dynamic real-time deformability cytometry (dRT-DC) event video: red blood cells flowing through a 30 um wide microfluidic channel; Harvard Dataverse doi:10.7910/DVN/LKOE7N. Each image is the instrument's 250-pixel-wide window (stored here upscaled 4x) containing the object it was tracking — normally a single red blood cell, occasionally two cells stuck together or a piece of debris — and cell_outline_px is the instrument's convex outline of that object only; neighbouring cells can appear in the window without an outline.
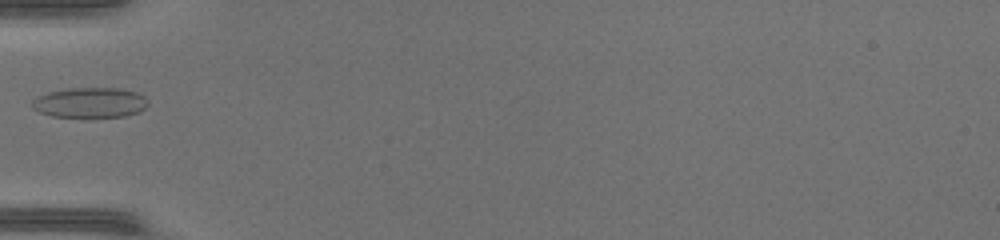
{"species": "common noctule bat (a hibernating species)", "species_latin": "Nyctalus noctula", "temperature_condition": "warm", "stored_images_in_passage": 5, "camera_frame_rate_fps": 3000, "um_per_image_px": 0.085, "animal": {"sex": "female", "body_mass_g": 17.0, "forearm_length_mm": 48.0}, "frame": {"image": 1, "passage_image": 1, "time_ms": 0.0, "image_size_px": [1000, 240], "cell_outline_px": [[148, 104], [144, 108], [136, 112], [124, 116], [52, 116], [40, 112], [32, 108], [32, 100], [48, 92], [68, 88], [116, 88], [136, 92], [144, 96], [148, 100]], "centroid_in_image_um": [7.64, 8.7], "position_along_channel_um": 77.4, "area_um2": 20.0}}